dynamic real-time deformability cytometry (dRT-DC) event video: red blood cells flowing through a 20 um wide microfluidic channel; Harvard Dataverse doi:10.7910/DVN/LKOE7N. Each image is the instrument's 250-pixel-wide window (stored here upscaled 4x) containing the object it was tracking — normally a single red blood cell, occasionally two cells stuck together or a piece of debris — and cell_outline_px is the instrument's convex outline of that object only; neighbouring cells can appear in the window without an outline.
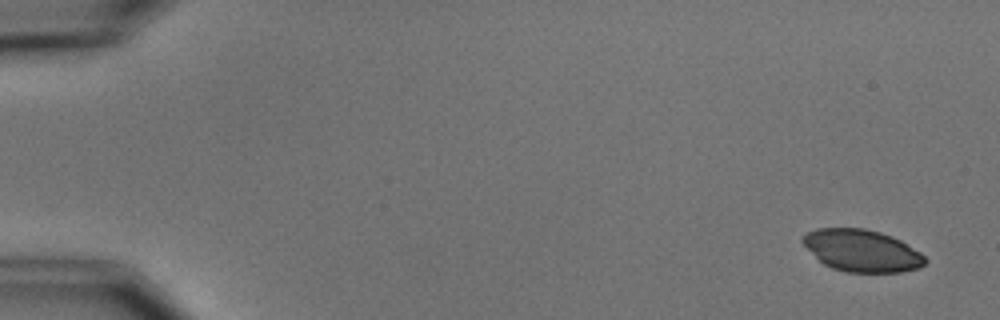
{"species": "common noctule bat (a hibernating species)", "species_latin": "Nyctalus noctula", "temperature_condition": "cold", "stored_images_in_passage": 6, "camera_frame_rate_fps": 3000, "um_per_image_px": 0.085, "animal": {"sex": "male", "body_mass_g": 15.6}, "frame": {"image": 1, "passage_image": 1, "time_ms": 0.0, "image_size_px": [1000, 320], "cell_outline_px": [[928, 260], [920, 268], [900, 272], [848, 272], [832, 268], [824, 264], [800, 240], [808, 232], [816, 228], [864, 228], [880, 232], [892, 236], [900, 240], [920, 252]], "centroid_in_image_um": [73.29, 21.3], "position_along_channel_um": 11.7, "area_um2": 29.77}}